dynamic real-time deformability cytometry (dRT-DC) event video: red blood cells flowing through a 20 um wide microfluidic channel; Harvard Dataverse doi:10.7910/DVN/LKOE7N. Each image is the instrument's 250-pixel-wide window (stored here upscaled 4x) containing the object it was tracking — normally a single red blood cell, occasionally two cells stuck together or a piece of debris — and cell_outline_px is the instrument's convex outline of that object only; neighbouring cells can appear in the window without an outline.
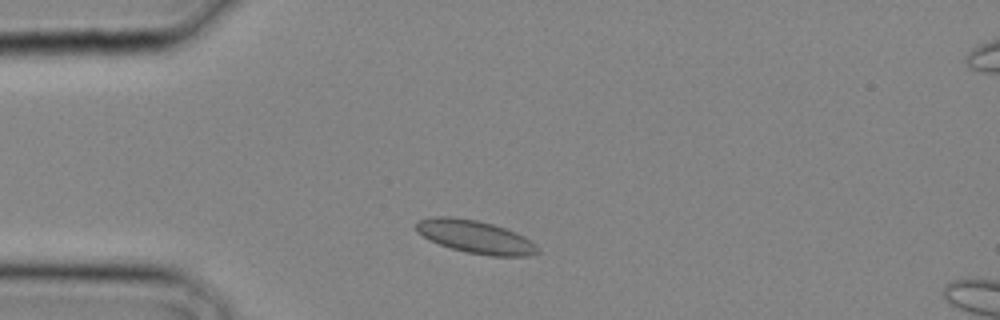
{"species": "common noctule bat (a hibernating species)", "species_latin": "Nyctalus noctula", "temperature_condition": "cold", "stored_images_in_passage": 15, "camera_frame_rate_fps": 3000, "um_per_image_px": 0.085, "animal": {"sex": "male", "body_mass_g": 20.4}, "frame": {"image": 1, "passage_image": 2, "time_ms": 0.333, "image_size_px": [1000, 320], "cell_outline_px": [[540, 252], [524, 256], [492, 256], [464, 252], [440, 244], [416, 232], [416, 224], [420, 220], [432, 216], [448, 216], [476, 220], [492, 224], [516, 232], [524, 236], [536, 244], [540, 248]], "centroid_in_image_um": [40.43, 20.13], "position_along_channel_um": 44.6, "area_um2": 23.18}}
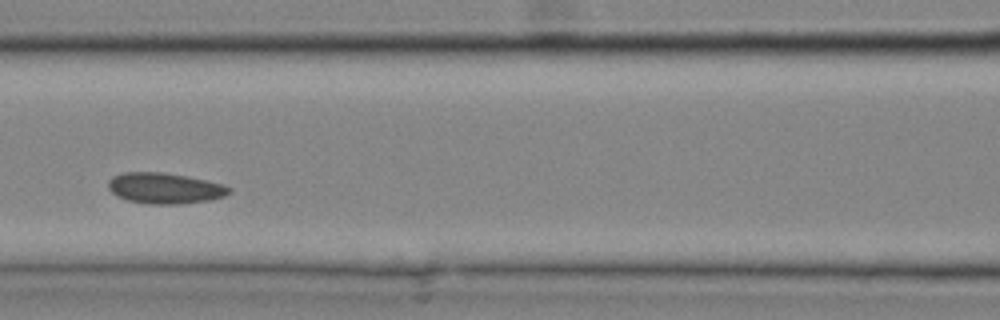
{"frame": {"image": 2, "passage_image": 8, "time_ms": 2.333, "image_size_px": [1000, 320], "cell_outline_px": [[232, 192], [224, 196], [212, 200], [180, 204], [148, 204], [128, 200], [116, 196], [108, 188], [108, 180], [112, 176], [124, 172], [160, 172], [188, 176], [220, 184], [232, 188]], "centroid_in_image_um": [13.99, 16.0], "position_along_channel_um": 152.6, "area_um2": 21.79}}
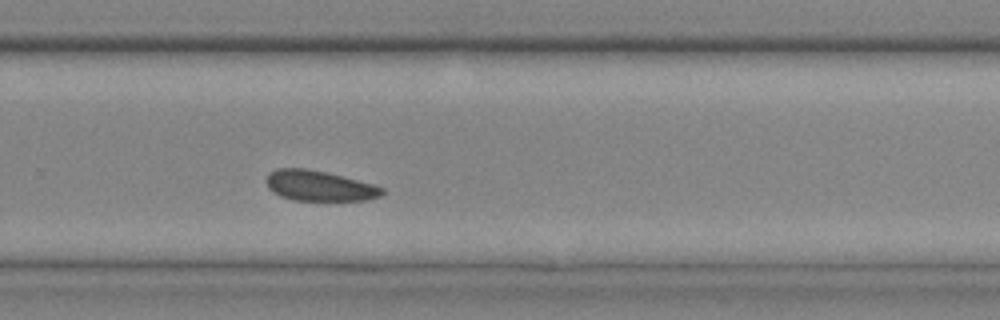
{"frame": {"image": 3, "passage_image": 15, "time_ms": 4.667, "image_size_px": [1000, 320], "cell_outline_px": [[384, 192], [380, 196], [364, 200], [292, 200], [280, 196], [268, 188], [264, 180], [268, 172], [276, 168], [308, 168], [328, 172], [372, 184], [384, 188]], "centroid_in_image_um": [27.07, 15.77], "position_along_channel_um": 302.7, "area_um2": 20.63}}